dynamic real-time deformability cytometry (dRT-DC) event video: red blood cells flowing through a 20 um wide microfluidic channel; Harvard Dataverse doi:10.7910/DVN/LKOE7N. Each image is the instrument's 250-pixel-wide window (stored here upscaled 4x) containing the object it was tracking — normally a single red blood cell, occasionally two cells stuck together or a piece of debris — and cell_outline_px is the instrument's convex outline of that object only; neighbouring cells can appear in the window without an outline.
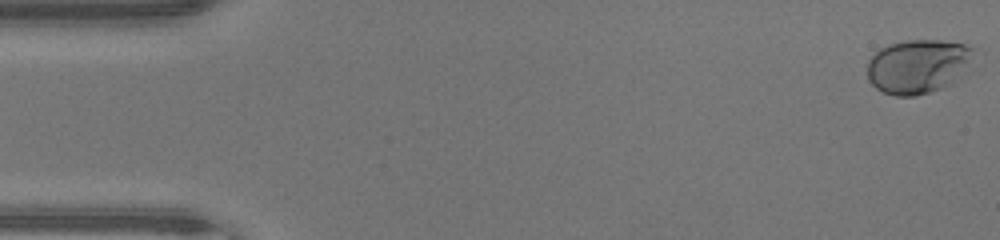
{"species": "human", "species_latin": "Homo sapiens", "temperature_condition": "warm", "stored_images_in_passage": 48, "camera_frame_rate_fps": 3000, "um_per_image_px": 0.085, "donor": {"sex": "male"}, "frame": {"image": 1, "passage_image": 1, "time_ms": 0.0, "image_size_px": [1000, 240], "cell_outline_px": [[972, 48], [968, 60], [960, 76], [948, 84], [940, 88], [916, 96], [896, 96], [884, 92], [876, 88], [868, 80], [868, 60], [880, 48], [888, 44], [908, 40], [940, 40], [964, 44]], "centroid_in_image_um": [77.94, 5.63], "position_along_channel_um": 7.1, "area_um2": 32.83}}
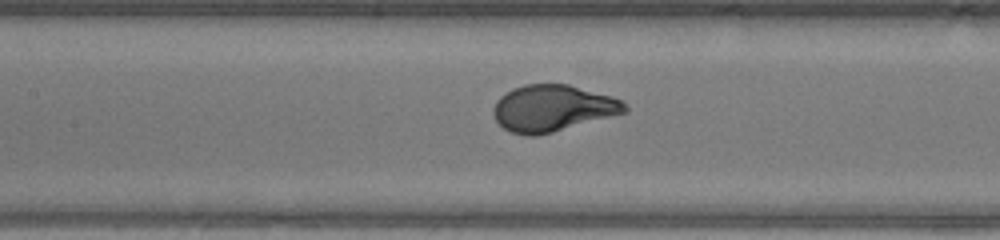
{"frame": {"image": 2, "passage_image": 22, "time_ms": 7.0, "image_size_px": [1000, 240], "cell_outline_px": [[628, 112], [552, 132], [536, 136], [528, 136], [512, 132], [504, 128], [496, 120], [492, 112], [492, 108], [496, 100], [500, 96], [512, 88], [524, 84], [568, 84], [612, 96], [620, 100], [628, 108]], "centroid_in_image_um": [46.95, 9.19], "position_along_channel_um": 160.4, "area_um2": 35.6}}
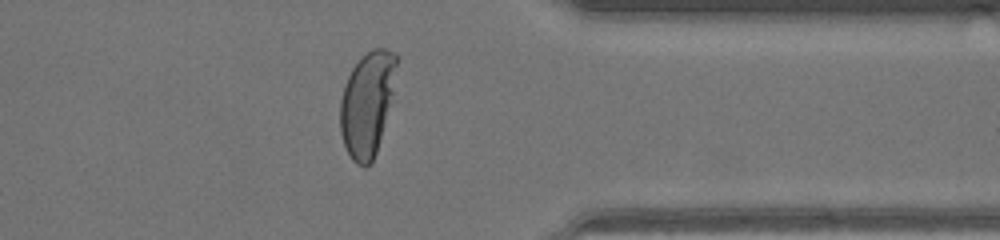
{"frame": {"image": 3, "passage_image": 38, "time_ms": 12.333, "image_size_px": [1000, 240], "cell_outline_px": [[400, 56], [392, 92], [376, 152], [372, 160], [364, 168], [356, 164], [352, 160], [344, 144], [340, 132], [340, 100], [344, 84], [352, 68], [372, 48], [384, 48], [396, 52]], "centroid_in_image_um": [31.2, 8.77], "position_along_channel_um": 380.2, "area_um2": 33.93}, "authors_computed_cell_mechanics": {"area_um2": 35.6048, "velocity_mm_per_s": 4.3235, "shape_relaxation_time_tau1_ms": 2.7138, "shape_relaxation_time_tau2_ms": null, "deformation_change_tau1": 0.1996, "deformation_change_tau2": null}}